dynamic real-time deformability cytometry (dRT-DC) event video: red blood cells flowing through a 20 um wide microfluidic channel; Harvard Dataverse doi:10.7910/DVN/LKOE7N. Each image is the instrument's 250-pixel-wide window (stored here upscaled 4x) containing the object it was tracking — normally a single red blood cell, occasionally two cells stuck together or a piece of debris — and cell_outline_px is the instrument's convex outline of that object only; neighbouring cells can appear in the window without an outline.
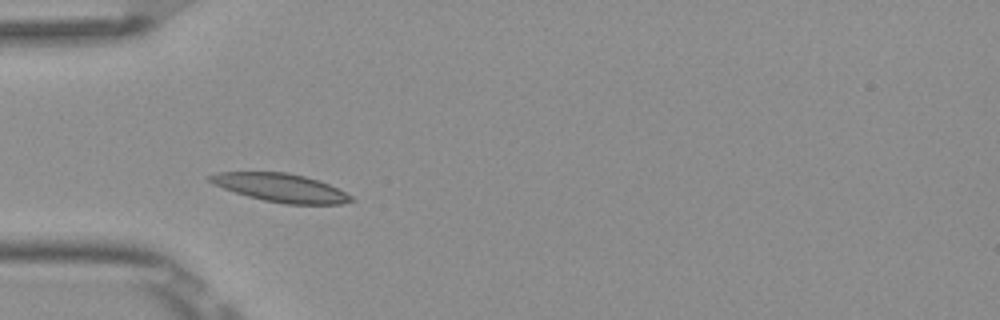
{"species": "Egyptian fruit bat (a non-hibernating species)", "species_latin": "Rousettus aegyptiacus", "temperature_condition": "room temperature", "stored_images_in_passage": 11, "camera_frame_rate_fps": 3000, "um_per_image_px": 0.085, "frame": {"image": 1, "passage_image": 1, "time_ms": 0.0, "image_size_px": [1000, 320], "cell_outline_px": [[356, 200], [340, 204], [284, 204], [264, 200], [248, 196], [224, 188], [208, 180], [208, 176], [216, 172], [288, 172], [320, 180], [352, 196]], "centroid_in_image_um": [23.89, 15.95], "position_along_channel_um": 61.1, "area_um2": 23.12}}
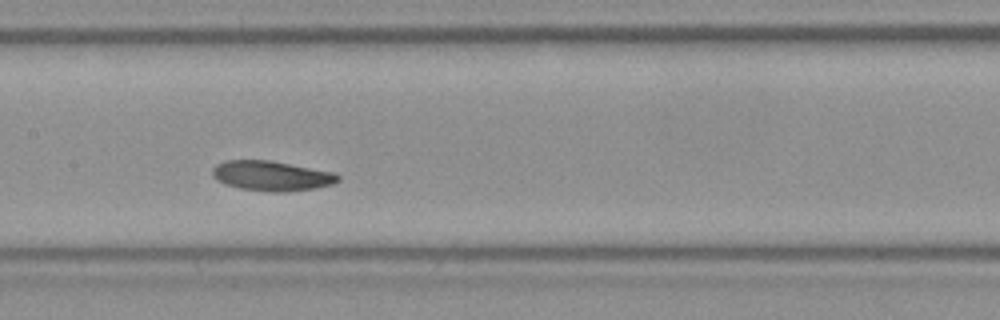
{"frame": {"image": 2, "passage_image": 4, "time_ms": 1.0, "image_size_px": [1000, 320], "cell_outline_px": [[340, 180], [332, 184], [316, 188], [284, 192], [272, 192], [240, 188], [224, 184], [212, 176], [212, 168], [216, 164], [224, 160], [268, 160], [332, 172], [340, 176]], "centroid_in_image_um": [23.05, 14.95], "position_along_channel_um": 184.4, "area_um2": 21.79}}
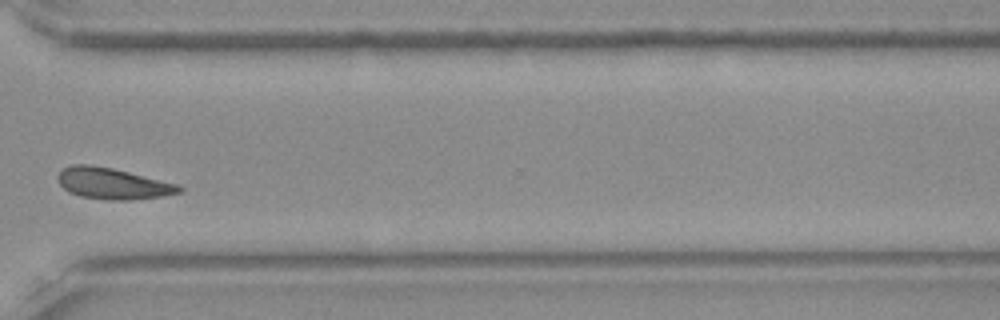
{"frame": {"image": 3, "passage_image": 8, "time_ms": 2.333, "image_size_px": [1000, 320], "cell_outline_px": [[184, 192], [164, 196], [128, 200], [108, 200], [80, 196], [68, 192], [56, 180], [56, 176], [64, 168], [72, 164], [92, 164], [112, 168], [180, 184], [184, 188]], "centroid_in_image_um": [9.61, 15.6], "position_along_channel_um": 361.0, "area_um2": 22.37}}